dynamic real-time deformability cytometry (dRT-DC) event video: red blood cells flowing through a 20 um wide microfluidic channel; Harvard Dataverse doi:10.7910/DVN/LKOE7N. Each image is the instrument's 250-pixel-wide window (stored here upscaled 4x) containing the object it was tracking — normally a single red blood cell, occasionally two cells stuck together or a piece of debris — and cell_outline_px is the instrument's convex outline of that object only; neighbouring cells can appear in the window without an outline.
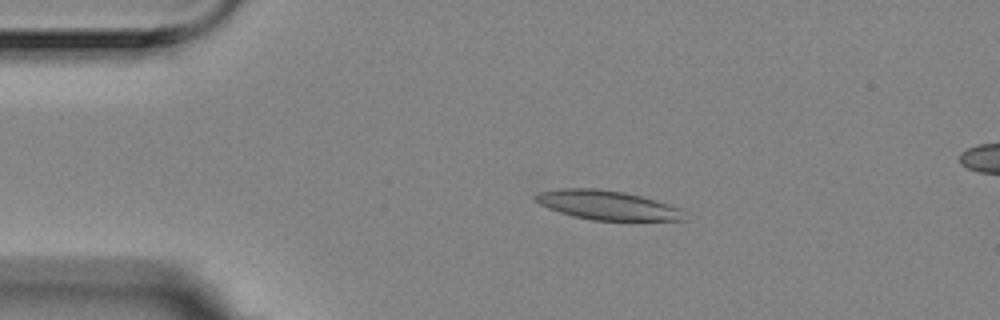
{"species": "Egyptian fruit bat (a non-hibernating species)", "species_latin": "Rousettus aegyptiacus", "temperature_condition": "room temperature", "stored_images_in_passage": 56, "camera_frame_rate_fps": 3000, "um_per_image_px": 0.085, "animal": {"sex": "female"}, "frame": {"image": 1, "passage_image": 10, "time_ms": 3.0, "image_size_px": [1000, 320], "cell_outline_px": [[688, 220], [592, 220], [560, 212], [548, 208], [532, 200], [532, 196], [536, 192], [564, 188], [592, 188], [624, 192], [640, 196], [680, 208], [684, 212]], "centroid_in_image_um": [51.57, 17.43], "position_along_channel_um": 33.4, "area_um2": 25.2}}
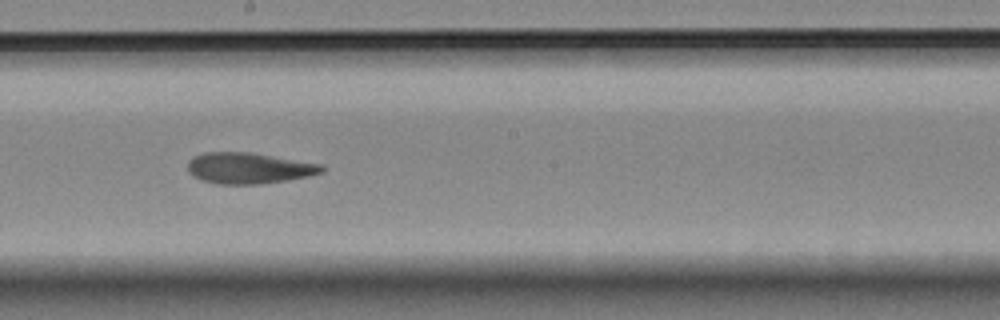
{"frame": {"image": 2, "passage_image": 30, "time_ms": 9.667, "image_size_px": [1000, 320], "cell_outline_px": [[324, 172], [308, 176], [288, 180], [260, 184], [216, 184], [204, 180], [188, 172], [188, 160], [192, 156], [204, 152], [252, 152], [320, 164], [324, 168]], "centroid_in_image_um": [21.13, 14.28], "position_along_channel_um": 227.1, "area_um2": 24.22}}
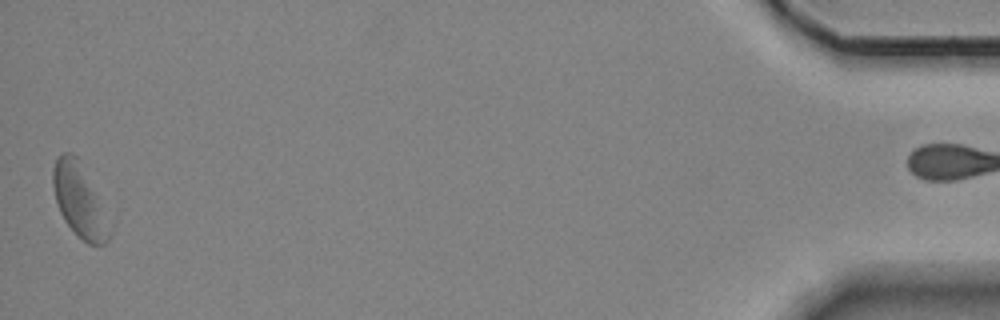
{"frame": {"image": 3, "passage_image": 55, "time_ms": 18.0, "image_size_px": [1000, 320], "cell_outline_px": [[116, 220], [112, 236], [104, 244], [88, 244], [64, 220], [60, 212], [56, 200], [52, 184], [52, 168], [56, 156], [64, 152], [72, 152], [76, 156], [116, 212]], "centroid_in_image_um": [6.96, 17.05], "position_along_channel_um": 428.2, "area_um2": 26.65}, "authors_computed_cell_mechanics": {"area_um2": 24.5939, "velocity_mm_per_s": 3.5005, "shape_relaxation_time_tau1_ms": null, "shape_relaxation_time_tau2_ms": 5.377, "deformation_change_tau1": null, "deformation_change_tau2": 0.1374}}